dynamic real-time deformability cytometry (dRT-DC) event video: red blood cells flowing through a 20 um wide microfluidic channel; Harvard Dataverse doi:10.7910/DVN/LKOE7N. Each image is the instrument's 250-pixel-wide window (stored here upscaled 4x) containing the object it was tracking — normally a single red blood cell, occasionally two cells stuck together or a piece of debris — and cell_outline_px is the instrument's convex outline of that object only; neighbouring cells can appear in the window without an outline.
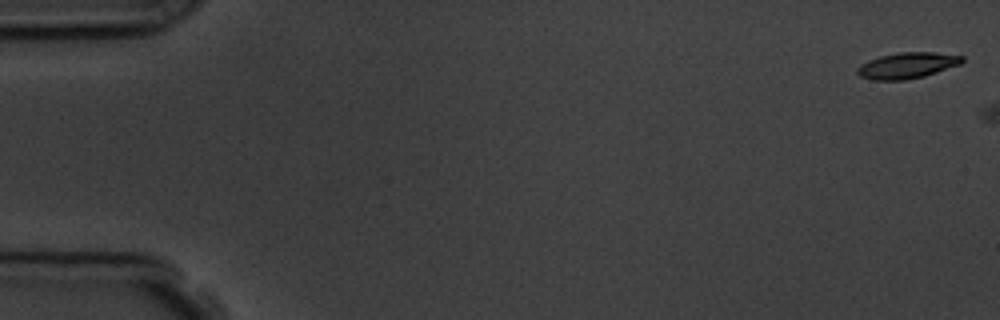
{"species": "common noctule bat (a hibernating species)", "species_latin": "Nyctalus noctula", "temperature_condition": "room temperature", "stored_images_in_passage": 2, "camera_frame_rate_fps": 3000, "um_per_image_px": 0.085, "animal": {"sex": "male", "body_mass_g": 19.5, "forearm_length_mm": 54.6}, "frame": {"image": 1, "passage_image": 1, "time_ms": 0.0, "image_size_px": [1000, 320], "cell_outline_px": [[964, 60], [960, 64], [924, 76], [904, 80], [876, 80], [860, 76], [856, 72], [856, 68], [860, 64], [868, 60], [880, 56], [900, 52], [936, 52], [964, 56]], "centroid_in_image_um": [77.1, 5.55], "position_along_channel_um": 7.9, "area_um2": 15.84}}